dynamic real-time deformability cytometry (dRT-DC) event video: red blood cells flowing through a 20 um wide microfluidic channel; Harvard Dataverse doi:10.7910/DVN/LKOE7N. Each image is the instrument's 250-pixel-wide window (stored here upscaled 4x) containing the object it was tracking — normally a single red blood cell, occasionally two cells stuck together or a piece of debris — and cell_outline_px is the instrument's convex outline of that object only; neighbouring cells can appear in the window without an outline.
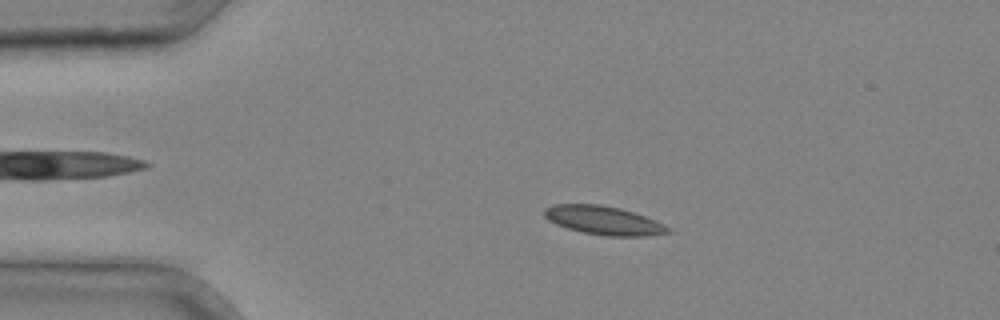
{"species": "common noctule bat (a hibernating species)", "species_latin": "Nyctalus noctula", "temperature_condition": "cold", "stored_images_in_passage": 36, "camera_frame_rate_fps": 3000, "um_per_image_px": 0.085, "animal": {"sex": "male", "body_mass_g": 20.4}, "frame": {"image": 1, "passage_image": 7, "time_ms": 2.0, "image_size_px": [1000, 320], "cell_outline_px": [[672, 232], [648, 236], [608, 236], [584, 232], [568, 228], [556, 224], [548, 220], [544, 216], [544, 208], [552, 204], [600, 204], [620, 208], [656, 220], [672, 228]], "centroid_in_image_um": [51.33, 18.73], "position_along_channel_um": 33.7, "area_um2": 20.69}}
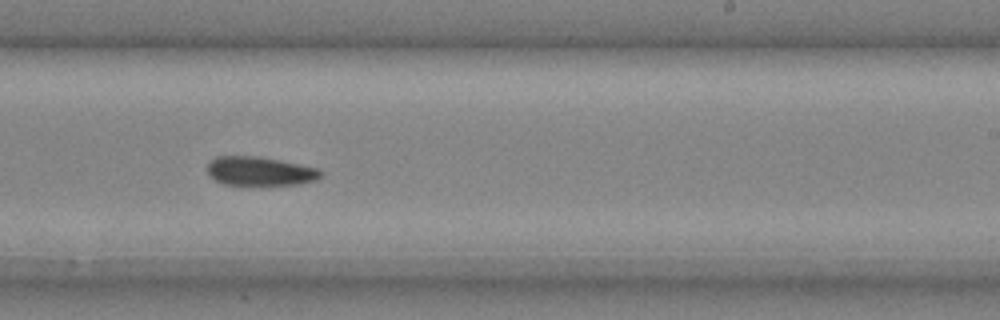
{"frame": {"image": 2, "passage_image": 23, "time_ms": 7.333, "image_size_px": [1000, 320], "cell_outline_px": [[324, 172], [316, 180], [296, 184], [224, 184], [216, 180], [208, 172], [208, 164], [216, 156], [256, 156], [280, 160], [320, 168]], "centroid_in_image_um": [22.13, 14.53], "position_along_channel_um": 266.9, "area_um2": 18.84}}
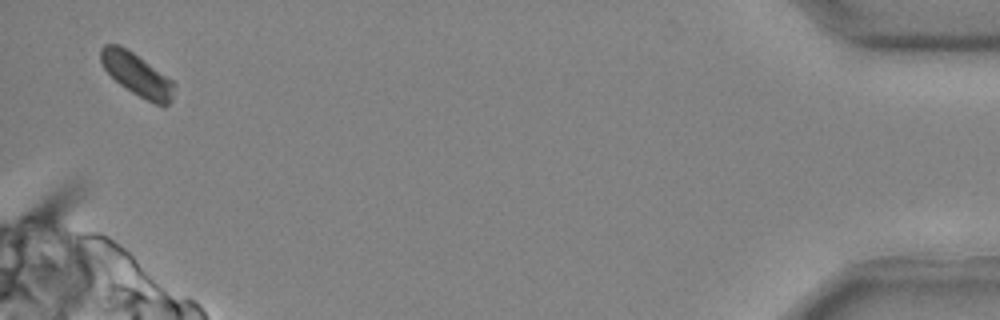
{"frame": {"image": 3, "passage_image": 36, "time_ms": 11.667, "image_size_px": [1000, 320], "cell_outline_px": [[176, 84], [172, 100], [164, 108], [132, 92], [120, 84], [104, 68], [100, 60], [100, 48], [104, 44], [120, 44], [132, 52], [172, 80]], "centroid_in_image_um": [11.65, 6.34], "position_along_channel_um": 423.5, "area_um2": 18.03}}